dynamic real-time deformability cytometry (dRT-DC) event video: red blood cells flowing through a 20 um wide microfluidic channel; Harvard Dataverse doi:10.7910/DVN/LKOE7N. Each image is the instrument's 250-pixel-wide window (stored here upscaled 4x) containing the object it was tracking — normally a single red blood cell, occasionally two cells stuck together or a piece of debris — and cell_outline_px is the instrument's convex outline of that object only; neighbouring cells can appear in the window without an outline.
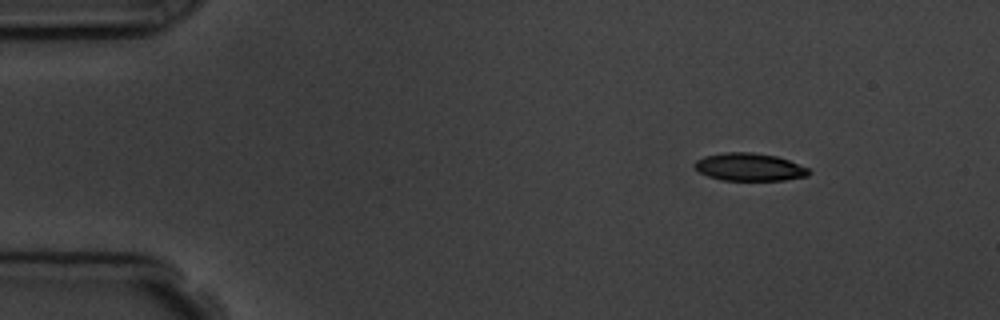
{"species": "common noctule bat (a hibernating species)", "species_latin": "Nyctalus noctula", "temperature_condition": "room temperature", "stored_images_in_passage": 5, "camera_frame_rate_fps": 3000, "um_per_image_px": 0.085, "animal": {"sex": "male", "body_mass_g": 19.5, "forearm_length_mm": 54.6}, "frame": {"image": 1, "passage_image": 1, "time_ms": 0.0, "image_size_px": [1000, 320], "cell_outline_px": [[812, 172], [808, 176], [784, 180], [720, 180], [708, 176], [700, 172], [692, 164], [696, 160], [704, 156], [724, 152], [752, 152], [776, 156], [788, 160], [808, 168]], "centroid_in_image_um": [63.69, 14.19], "position_along_channel_um": 21.3, "area_um2": 18.5}}
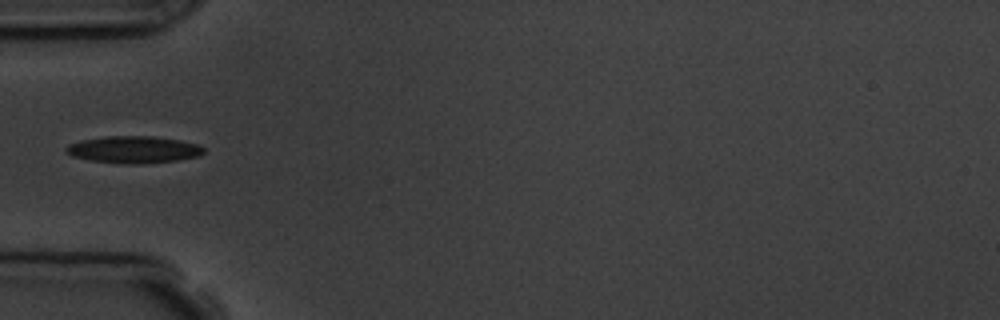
{"frame": {"image": 2, "passage_image": 4, "time_ms": 3.667, "image_size_px": [1000, 320], "cell_outline_px": [[204, 152], [200, 156], [176, 160], [136, 164], [132, 164], [92, 160], [72, 156], [64, 152], [64, 148], [68, 144], [80, 140], [104, 136], [152, 136], [180, 140], [200, 144], [204, 148]], "centroid_in_image_um": [11.35, 12.7], "position_along_channel_um": 73.6, "area_um2": 21.68}}